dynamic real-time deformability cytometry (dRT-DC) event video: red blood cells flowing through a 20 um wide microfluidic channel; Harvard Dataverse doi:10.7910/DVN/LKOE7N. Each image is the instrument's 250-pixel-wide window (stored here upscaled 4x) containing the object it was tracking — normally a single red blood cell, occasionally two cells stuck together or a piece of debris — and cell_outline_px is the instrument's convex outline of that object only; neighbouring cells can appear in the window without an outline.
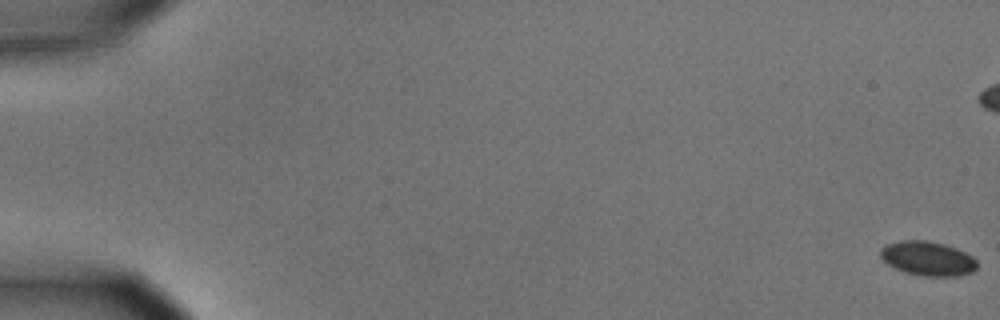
{"species": "common noctule bat (a hibernating species)", "species_latin": "Nyctalus noctula", "temperature_condition": "cold", "stored_images_in_passage": 58, "camera_frame_rate_fps": 3000, "um_per_image_px": 0.085, "animal": {"sex": "male", "body_mass_g": 15.6}, "frame": {"image": 1, "passage_image": 1, "time_ms": 0.0, "image_size_px": [1000, 320], "cell_outline_px": [[976, 268], [972, 272], [956, 276], [924, 276], [908, 272], [896, 268], [888, 264], [880, 256], [880, 248], [884, 244], [900, 240], [928, 240], [944, 244], [956, 248], [972, 256], [976, 260]], "centroid_in_image_um": [78.84, 21.95], "position_along_channel_um": 6.2, "area_um2": 19.25}}
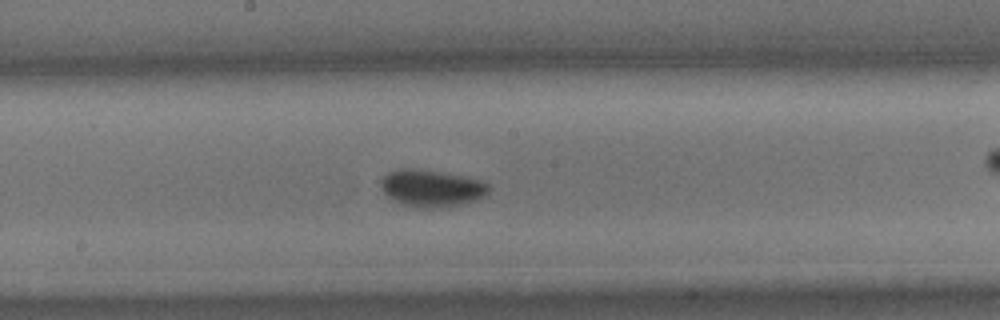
{"frame": {"image": 2, "passage_image": 32, "time_ms": 10.333, "image_size_px": [1000, 320], "cell_outline_px": [[488, 192], [484, 196], [476, 200], [444, 208], [412, 208], [400, 204], [392, 200], [380, 188], [380, 180], [388, 172], [396, 168], [412, 168], [444, 172], [484, 180], [488, 184]], "centroid_in_image_um": [36.65, 16.0], "position_along_channel_um": 211.6, "area_um2": 23.81}}
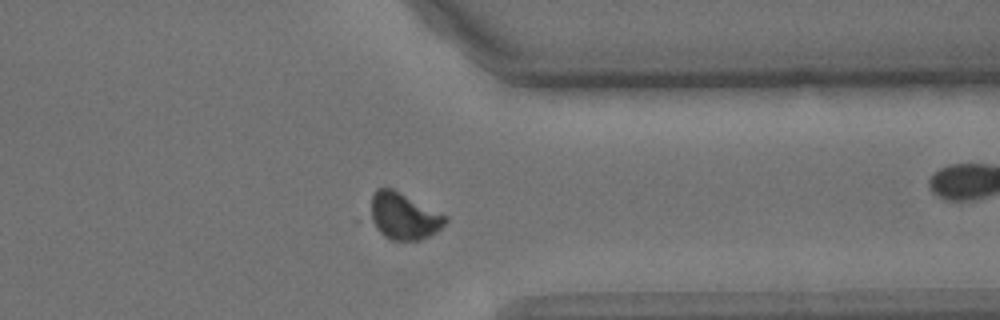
{"frame": {"image": 3, "passage_image": 46, "time_ms": 15.0, "image_size_px": [1000, 320], "cell_outline_px": [[448, 220], [436, 232], [420, 240], [392, 240], [384, 236], [368, 220], [372, 196], [376, 188], [392, 188], [448, 216]], "centroid_in_image_um": [34.27, 18.37], "position_along_channel_um": 377.1, "area_um2": 20.52}, "authors_computed_cell_mechanics": {"area_um2": 20.7213, "velocity_mm_per_s": 3.6029, "shape_relaxation_time_tau1_ms": 4.5722, "shape_relaxation_time_tau2_ms": null, "deformation_change_tau1": 0.1188, "deformation_change_tau2": null}}